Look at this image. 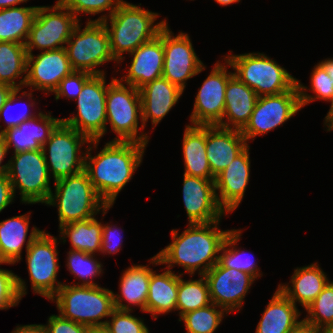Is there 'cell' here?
Masks as SVG:
<instances>
[{
  "mask_svg": "<svg viewBox=\"0 0 333 333\" xmlns=\"http://www.w3.org/2000/svg\"><path fill=\"white\" fill-rule=\"evenodd\" d=\"M63 318L88 327L105 326L115 310L113 291L102 286L63 284L50 299Z\"/></svg>",
  "mask_w": 333,
  "mask_h": 333,
  "instance_id": "cell-5",
  "label": "cell"
},
{
  "mask_svg": "<svg viewBox=\"0 0 333 333\" xmlns=\"http://www.w3.org/2000/svg\"><path fill=\"white\" fill-rule=\"evenodd\" d=\"M31 212L0 221V262L16 264L22 260V250H26L43 231L33 226L30 234ZM28 235V237H27ZM28 238V239H27Z\"/></svg>",
  "mask_w": 333,
  "mask_h": 333,
  "instance_id": "cell-26",
  "label": "cell"
},
{
  "mask_svg": "<svg viewBox=\"0 0 333 333\" xmlns=\"http://www.w3.org/2000/svg\"><path fill=\"white\" fill-rule=\"evenodd\" d=\"M302 109L297 85L278 95L258 97L248 123L241 134L249 145V140L264 136L275 128H280Z\"/></svg>",
  "mask_w": 333,
  "mask_h": 333,
  "instance_id": "cell-15",
  "label": "cell"
},
{
  "mask_svg": "<svg viewBox=\"0 0 333 333\" xmlns=\"http://www.w3.org/2000/svg\"><path fill=\"white\" fill-rule=\"evenodd\" d=\"M182 140L184 174L215 179L206 156V126L186 125Z\"/></svg>",
  "mask_w": 333,
  "mask_h": 333,
  "instance_id": "cell-31",
  "label": "cell"
},
{
  "mask_svg": "<svg viewBox=\"0 0 333 333\" xmlns=\"http://www.w3.org/2000/svg\"><path fill=\"white\" fill-rule=\"evenodd\" d=\"M310 88L304 86L297 79V87L302 108L317 100L328 101L333 96V79L327 74L324 67L318 62L310 74ZM315 95L308 94L307 91Z\"/></svg>",
  "mask_w": 333,
  "mask_h": 333,
  "instance_id": "cell-40",
  "label": "cell"
},
{
  "mask_svg": "<svg viewBox=\"0 0 333 333\" xmlns=\"http://www.w3.org/2000/svg\"><path fill=\"white\" fill-rule=\"evenodd\" d=\"M108 122L112 132L117 135L112 141H133L148 144L150 136L143 131L145 127L142 124L139 89L121 83L117 77L108 86L106 93V133ZM139 130L143 132L140 134Z\"/></svg>",
  "mask_w": 333,
  "mask_h": 333,
  "instance_id": "cell-7",
  "label": "cell"
},
{
  "mask_svg": "<svg viewBox=\"0 0 333 333\" xmlns=\"http://www.w3.org/2000/svg\"><path fill=\"white\" fill-rule=\"evenodd\" d=\"M207 279L211 302L228 314L242 310L244 300L256 279L243 271L225 268L217 262L204 274Z\"/></svg>",
  "mask_w": 333,
  "mask_h": 333,
  "instance_id": "cell-17",
  "label": "cell"
},
{
  "mask_svg": "<svg viewBox=\"0 0 333 333\" xmlns=\"http://www.w3.org/2000/svg\"><path fill=\"white\" fill-rule=\"evenodd\" d=\"M22 90L23 89H14L10 94L8 100L0 109V120L4 119V125H5V127H3V129L0 130V134H2L4 131H6L9 128L18 127L22 122H25L38 115L37 113H35L36 111H34L33 113L31 111H28L27 109L31 107L33 108L36 105L35 104L36 101L33 98V93H32L33 91L30 90V93L29 92L27 93V91H22ZM20 91L22 92L21 94H19ZM21 99H27L26 101L29 104L27 103L26 105H24V107L22 106V109L24 108L23 109L24 111L22 110L16 116H14L11 112H9L11 110L10 108L12 107V105H14L15 101H20Z\"/></svg>",
  "mask_w": 333,
  "mask_h": 333,
  "instance_id": "cell-43",
  "label": "cell"
},
{
  "mask_svg": "<svg viewBox=\"0 0 333 333\" xmlns=\"http://www.w3.org/2000/svg\"><path fill=\"white\" fill-rule=\"evenodd\" d=\"M131 313L132 311L115 309L105 327L110 333H150L144 320Z\"/></svg>",
  "mask_w": 333,
  "mask_h": 333,
  "instance_id": "cell-44",
  "label": "cell"
},
{
  "mask_svg": "<svg viewBox=\"0 0 333 333\" xmlns=\"http://www.w3.org/2000/svg\"><path fill=\"white\" fill-rule=\"evenodd\" d=\"M14 191L7 174L0 175V213L14 202Z\"/></svg>",
  "mask_w": 333,
  "mask_h": 333,
  "instance_id": "cell-48",
  "label": "cell"
},
{
  "mask_svg": "<svg viewBox=\"0 0 333 333\" xmlns=\"http://www.w3.org/2000/svg\"><path fill=\"white\" fill-rule=\"evenodd\" d=\"M57 239L43 230L26 250V264L33 293L48 300L64 284L57 279L60 270Z\"/></svg>",
  "mask_w": 333,
  "mask_h": 333,
  "instance_id": "cell-13",
  "label": "cell"
},
{
  "mask_svg": "<svg viewBox=\"0 0 333 333\" xmlns=\"http://www.w3.org/2000/svg\"><path fill=\"white\" fill-rule=\"evenodd\" d=\"M257 99L255 91L233 75L226 85L225 111L217 126L241 131L248 123Z\"/></svg>",
  "mask_w": 333,
  "mask_h": 333,
  "instance_id": "cell-25",
  "label": "cell"
},
{
  "mask_svg": "<svg viewBox=\"0 0 333 333\" xmlns=\"http://www.w3.org/2000/svg\"><path fill=\"white\" fill-rule=\"evenodd\" d=\"M79 22L65 46L70 65L74 71H85L93 75L106 72L97 66L113 61L108 31L102 21H87L83 29Z\"/></svg>",
  "mask_w": 333,
  "mask_h": 333,
  "instance_id": "cell-8",
  "label": "cell"
},
{
  "mask_svg": "<svg viewBox=\"0 0 333 333\" xmlns=\"http://www.w3.org/2000/svg\"><path fill=\"white\" fill-rule=\"evenodd\" d=\"M179 274L176 310L179 318L188 312L200 309L211 304L207 279L200 275L199 279L184 280Z\"/></svg>",
  "mask_w": 333,
  "mask_h": 333,
  "instance_id": "cell-36",
  "label": "cell"
},
{
  "mask_svg": "<svg viewBox=\"0 0 333 333\" xmlns=\"http://www.w3.org/2000/svg\"><path fill=\"white\" fill-rule=\"evenodd\" d=\"M214 180L183 175L182 197L188 224H206L228 216L218 203Z\"/></svg>",
  "mask_w": 333,
  "mask_h": 333,
  "instance_id": "cell-19",
  "label": "cell"
},
{
  "mask_svg": "<svg viewBox=\"0 0 333 333\" xmlns=\"http://www.w3.org/2000/svg\"><path fill=\"white\" fill-rule=\"evenodd\" d=\"M141 96L142 124L151 119L152 129L178 103L184 91L163 76L139 88Z\"/></svg>",
  "mask_w": 333,
  "mask_h": 333,
  "instance_id": "cell-23",
  "label": "cell"
},
{
  "mask_svg": "<svg viewBox=\"0 0 333 333\" xmlns=\"http://www.w3.org/2000/svg\"><path fill=\"white\" fill-rule=\"evenodd\" d=\"M89 142L85 135L61 121L42 146L50 177L56 181L83 171L86 151L82 147Z\"/></svg>",
  "mask_w": 333,
  "mask_h": 333,
  "instance_id": "cell-10",
  "label": "cell"
},
{
  "mask_svg": "<svg viewBox=\"0 0 333 333\" xmlns=\"http://www.w3.org/2000/svg\"><path fill=\"white\" fill-rule=\"evenodd\" d=\"M324 67L327 74L333 79V58H326L325 60L319 61Z\"/></svg>",
  "mask_w": 333,
  "mask_h": 333,
  "instance_id": "cell-55",
  "label": "cell"
},
{
  "mask_svg": "<svg viewBox=\"0 0 333 333\" xmlns=\"http://www.w3.org/2000/svg\"><path fill=\"white\" fill-rule=\"evenodd\" d=\"M100 140H90L85 148L84 170L100 198L113 207L125 185L141 165L147 145L133 141H109L92 155Z\"/></svg>",
  "mask_w": 333,
  "mask_h": 333,
  "instance_id": "cell-2",
  "label": "cell"
},
{
  "mask_svg": "<svg viewBox=\"0 0 333 333\" xmlns=\"http://www.w3.org/2000/svg\"><path fill=\"white\" fill-rule=\"evenodd\" d=\"M61 121V118L53 117L51 112L40 110L35 117L22 122L18 127L7 129L1 135L8 151L12 147L14 153L40 150Z\"/></svg>",
  "mask_w": 333,
  "mask_h": 333,
  "instance_id": "cell-22",
  "label": "cell"
},
{
  "mask_svg": "<svg viewBox=\"0 0 333 333\" xmlns=\"http://www.w3.org/2000/svg\"><path fill=\"white\" fill-rule=\"evenodd\" d=\"M163 40V77L185 90L187 80L197 76L206 66L196 55L192 40L186 32L174 35L168 23L158 35Z\"/></svg>",
  "mask_w": 333,
  "mask_h": 333,
  "instance_id": "cell-14",
  "label": "cell"
},
{
  "mask_svg": "<svg viewBox=\"0 0 333 333\" xmlns=\"http://www.w3.org/2000/svg\"><path fill=\"white\" fill-rule=\"evenodd\" d=\"M229 52L223 58L233 69V74L253 89L258 97L278 95L292 90L297 85V79L287 69L264 53L236 55L232 54L233 51Z\"/></svg>",
  "mask_w": 333,
  "mask_h": 333,
  "instance_id": "cell-6",
  "label": "cell"
},
{
  "mask_svg": "<svg viewBox=\"0 0 333 333\" xmlns=\"http://www.w3.org/2000/svg\"><path fill=\"white\" fill-rule=\"evenodd\" d=\"M226 315L228 313L223 308L211 303L183 314L178 321H183L186 333H215Z\"/></svg>",
  "mask_w": 333,
  "mask_h": 333,
  "instance_id": "cell-38",
  "label": "cell"
},
{
  "mask_svg": "<svg viewBox=\"0 0 333 333\" xmlns=\"http://www.w3.org/2000/svg\"><path fill=\"white\" fill-rule=\"evenodd\" d=\"M220 6H228L230 4L239 3L241 0H214Z\"/></svg>",
  "mask_w": 333,
  "mask_h": 333,
  "instance_id": "cell-57",
  "label": "cell"
},
{
  "mask_svg": "<svg viewBox=\"0 0 333 333\" xmlns=\"http://www.w3.org/2000/svg\"><path fill=\"white\" fill-rule=\"evenodd\" d=\"M131 64L127 74L117 78L121 83L141 88L163 75L164 47L163 40L157 36L153 40L142 44L130 53Z\"/></svg>",
  "mask_w": 333,
  "mask_h": 333,
  "instance_id": "cell-21",
  "label": "cell"
},
{
  "mask_svg": "<svg viewBox=\"0 0 333 333\" xmlns=\"http://www.w3.org/2000/svg\"><path fill=\"white\" fill-rule=\"evenodd\" d=\"M329 278L320 268L318 262L297 267L291 276L289 283L278 284V288L297 306L304 309L310 305L323 290Z\"/></svg>",
  "mask_w": 333,
  "mask_h": 333,
  "instance_id": "cell-28",
  "label": "cell"
},
{
  "mask_svg": "<svg viewBox=\"0 0 333 333\" xmlns=\"http://www.w3.org/2000/svg\"><path fill=\"white\" fill-rule=\"evenodd\" d=\"M243 229H231L219 252L218 262L225 268H234L252 275L256 280L262 277L257 261L241 248H237Z\"/></svg>",
  "mask_w": 333,
  "mask_h": 333,
  "instance_id": "cell-35",
  "label": "cell"
},
{
  "mask_svg": "<svg viewBox=\"0 0 333 333\" xmlns=\"http://www.w3.org/2000/svg\"><path fill=\"white\" fill-rule=\"evenodd\" d=\"M27 55L25 44L0 41V83L14 89L25 87Z\"/></svg>",
  "mask_w": 333,
  "mask_h": 333,
  "instance_id": "cell-33",
  "label": "cell"
},
{
  "mask_svg": "<svg viewBox=\"0 0 333 333\" xmlns=\"http://www.w3.org/2000/svg\"><path fill=\"white\" fill-rule=\"evenodd\" d=\"M88 333H110L105 326L89 327Z\"/></svg>",
  "mask_w": 333,
  "mask_h": 333,
  "instance_id": "cell-56",
  "label": "cell"
},
{
  "mask_svg": "<svg viewBox=\"0 0 333 333\" xmlns=\"http://www.w3.org/2000/svg\"><path fill=\"white\" fill-rule=\"evenodd\" d=\"M301 311L278 287L268 302L255 333H290L303 320Z\"/></svg>",
  "mask_w": 333,
  "mask_h": 333,
  "instance_id": "cell-29",
  "label": "cell"
},
{
  "mask_svg": "<svg viewBox=\"0 0 333 333\" xmlns=\"http://www.w3.org/2000/svg\"><path fill=\"white\" fill-rule=\"evenodd\" d=\"M327 102H331V105L327 115L324 118L323 125L326 127V131L329 132L333 130V96Z\"/></svg>",
  "mask_w": 333,
  "mask_h": 333,
  "instance_id": "cell-53",
  "label": "cell"
},
{
  "mask_svg": "<svg viewBox=\"0 0 333 333\" xmlns=\"http://www.w3.org/2000/svg\"><path fill=\"white\" fill-rule=\"evenodd\" d=\"M79 22L58 0L52 6H38L25 43L27 53L65 48Z\"/></svg>",
  "mask_w": 333,
  "mask_h": 333,
  "instance_id": "cell-12",
  "label": "cell"
},
{
  "mask_svg": "<svg viewBox=\"0 0 333 333\" xmlns=\"http://www.w3.org/2000/svg\"><path fill=\"white\" fill-rule=\"evenodd\" d=\"M290 333H322V330L302 321Z\"/></svg>",
  "mask_w": 333,
  "mask_h": 333,
  "instance_id": "cell-51",
  "label": "cell"
},
{
  "mask_svg": "<svg viewBox=\"0 0 333 333\" xmlns=\"http://www.w3.org/2000/svg\"><path fill=\"white\" fill-rule=\"evenodd\" d=\"M66 9H68L79 21V15H93L108 11L97 19H89L88 21H103L111 16L116 9L124 2V0H58ZM79 16V17H78Z\"/></svg>",
  "mask_w": 333,
  "mask_h": 333,
  "instance_id": "cell-42",
  "label": "cell"
},
{
  "mask_svg": "<svg viewBox=\"0 0 333 333\" xmlns=\"http://www.w3.org/2000/svg\"><path fill=\"white\" fill-rule=\"evenodd\" d=\"M27 54L25 87H30L32 91L39 90L49 95L63 78L74 71L65 48L41 51L37 55Z\"/></svg>",
  "mask_w": 333,
  "mask_h": 333,
  "instance_id": "cell-18",
  "label": "cell"
},
{
  "mask_svg": "<svg viewBox=\"0 0 333 333\" xmlns=\"http://www.w3.org/2000/svg\"><path fill=\"white\" fill-rule=\"evenodd\" d=\"M161 270L165 271L151 273L146 301V313H150L154 320L161 314L176 311L179 274L166 268Z\"/></svg>",
  "mask_w": 333,
  "mask_h": 333,
  "instance_id": "cell-30",
  "label": "cell"
},
{
  "mask_svg": "<svg viewBox=\"0 0 333 333\" xmlns=\"http://www.w3.org/2000/svg\"><path fill=\"white\" fill-rule=\"evenodd\" d=\"M307 315L302 320L315 328L333 326V281H329L315 300L306 307Z\"/></svg>",
  "mask_w": 333,
  "mask_h": 333,
  "instance_id": "cell-39",
  "label": "cell"
},
{
  "mask_svg": "<svg viewBox=\"0 0 333 333\" xmlns=\"http://www.w3.org/2000/svg\"><path fill=\"white\" fill-rule=\"evenodd\" d=\"M153 271L151 266L140 264H133L123 270L119 279L120 294L113 292L115 309L133 311L132 306H137L141 312L146 313L150 276Z\"/></svg>",
  "mask_w": 333,
  "mask_h": 333,
  "instance_id": "cell-27",
  "label": "cell"
},
{
  "mask_svg": "<svg viewBox=\"0 0 333 333\" xmlns=\"http://www.w3.org/2000/svg\"><path fill=\"white\" fill-rule=\"evenodd\" d=\"M140 5L124 1L102 21L108 31L112 56L118 64L125 60L124 53L129 55L142 44L153 40L167 25L166 18L158 23L156 20L160 15Z\"/></svg>",
  "mask_w": 333,
  "mask_h": 333,
  "instance_id": "cell-3",
  "label": "cell"
},
{
  "mask_svg": "<svg viewBox=\"0 0 333 333\" xmlns=\"http://www.w3.org/2000/svg\"><path fill=\"white\" fill-rule=\"evenodd\" d=\"M2 264L14 265L0 262V265ZM26 294L25 280L13 273L12 270L0 268V310L17 306Z\"/></svg>",
  "mask_w": 333,
  "mask_h": 333,
  "instance_id": "cell-41",
  "label": "cell"
},
{
  "mask_svg": "<svg viewBox=\"0 0 333 333\" xmlns=\"http://www.w3.org/2000/svg\"><path fill=\"white\" fill-rule=\"evenodd\" d=\"M220 220L206 224H188L179 234V230L172 229V242L161 249L148 261L152 265H167L171 270L174 265L184 268L183 273L193 276L208 272L219 260V252L225 238L231 231L221 230Z\"/></svg>",
  "mask_w": 333,
  "mask_h": 333,
  "instance_id": "cell-1",
  "label": "cell"
},
{
  "mask_svg": "<svg viewBox=\"0 0 333 333\" xmlns=\"http://www.w3.org/2000/svg\"><path fill=\"white\" fill-rule=\"evenodd\" d=\"M7 176L14 195L19 191L22 203L45 204L48 201L52 192L51 177L42 149L13 153L8 160Z\"/></svg>",
  "mask_w": 333,
  "mask_h": 333,
  "instance_id": "cell-9",
  "label": "cell"
},
{
  "mask_svg": "<svg viewBox=\"0 0 333 333\" xmlns=\"http://www.w3.org/2000/svg\"><path fill=\"white\" fill-rule=\"evenodd\" d=\"M249 151L250 146L248 145L215 177L217 200L227 214L238 208L245 195L251 171Z\"/></svg>",
  "mask_w": 333,
  "mask_h": 333,
  "instance_id": "cell-20",
  "label": "cell"
},
{
  "mask_svg": "<svg viewBox=\"0 0 333 333\" xmlns=\"http://www.w3.org/2000/svg\"><path fill=\"white\" fill-rule=\"evenodd\" d=\"M93 76V74L85 71H73L70 75L66 76L60 81L59 86L53 92L55 95V100L60 98H68L75 100L84 84Z\"/></svg>",
  "mask_w": 333,
  "mask_h": 333,
  "instance_id": "cell-45",
  "label": "cell"
},
{
  "mask_svg": "<svg viewBox=\"0 0 333 333\" xmlns=\"http://www.w3.org/2000/svg\"><path fill=\"white\" fill-rule=\"evenodd\" d=\"M106 84V74L93 75L83 86L77 103L76 115L61 118L66 125L76 129L89 140H100L106 134V93L108 86L115 80Z\"/></svg>",
  "mask_w": 333,
  "mask_h": 333,
  "instance_id": "cell-11",
  "label": "cell"
},
{
  "mask_svg": "<svg viewBox=\"0 0 333 333\" xmlns=\"http://www.w3.org/2000/svg\"><path fill=\"white\" fill-rule=\"evenodd\" d=\"M221 63L217 61L203 81L195 97L194 106L190 115L191 125L213 126L222 121L225 111V90L228 80L234 75L229 72V63L226 59Z\"/></svg>",
  "mask_w": 333,
  "mask_h": 333,
  "instance_id": "cell-16",
  "label": "cell"
},
{
  "mask_svg": "<svg viewBox=\"0 0 333 333\" xmlns=\"http://www.w3.org/2000/svg\"><path fill=\"white\" fill-rule=\"evenodd\" d=\"M322 333H333V326L323 329Z\"/></svg>",
  "mask_w": 333,
  "mask_h": 333,
  "instance_id": "cell-58",
  "label": "cell"
},
{
  "mask_svg": "<svg viewBox=\"0 0 333 333\" xmlns=\"http://www.w3.org/2000/svg\"><path fill=\"white\" fill-rule=\"evenodd\" d=\"M44 324L47 333H88L89 327L52 314Z\"/></svg>",
  "mask_w": 333,
  "mask_h": 333,
  "instance_id": "cell-47",
  "label": "cell"
},
{
  "mask_svg": "<svg viewBox=\"0 0 333 333\" xmlns=\"http://www.w3.org/2000/svg\"><path fill=\"white\" fill-rule=\"evenodd\" d=\"M67 255V270L74 276V280L81 282L73 283V285L99 286L93 280L104 273V270L97 256L95 258L94 254H87L79 250H70Z\"/></svg>",
  "mask_w": 333,
  "mask_h": 333,
  "instance_id": "cell-37",
  "label": "cell"
},
{
  "mask_svg": "<svg viewBox=\"0 0 333 333\" xmlns=\"http://www.w3.org/2000/svg\"><path fill=\"white\" fill-rule=\"evenodd\" d=\"M103 223L96 216L82 221H75L59 227V240L65 243L67 238L71 242L70 250H79L87 254H94L101 250Z\"/></svg>",
  "mask_w": 333,
  "mask_h": 333,
  "instance_id": "cell-32",
  "label": "cell"
},
{
  "mask_svg": "<svg viewBox=\"0 0 333 333\" xmlns=\"http://www.w3.org/2000/svg\"><path fill=\"white\" fill-rule=\"evenodd\" d=\"M38 6L0 10V41L25 44Z\"/></svg>",
  "mask_w": 333,
  "mask_h": 333,
  "instance_id": "cell-34",
  "label": "cell"
},
{
  "mask_svg": "<svg viewBox=\"0 0 333 333\" xmlns=\"http://www.w3.org/2000/svg\"><path fill=\"white\" fill-rule=\"evenodd\" d=\"M8 154V150L5 144L3 136L0 134V175L7 174L8 171V162L3 163L5 156Z\"/></svg>",
  "mask_w": 333,
  "mask_h": 333,
  "instance_id": "cell-50",
  "label": "cell"
},
{
  "mask_svg": "<svg viewBox=\"0 0 333 333\" xmlns=\"http://www.w3.org/2000/svg\"><path fill=\"white\" fill-rule=\"evenodd\" d=\"M120 230L122 231V228L117 225L103 224L100 254L113 255L122 249L123 237Z\"/></svg>",
  "mask_w": 333,
  "mask_h": 333,
  "instance_id": "cell-46",
  "label": "cell"
},
{
  "mask_svg": "<svg viewBox=\"0 0 333 333\" xmlns=\"http://www.w3.org/2000/svg\"><path fill=\"white\" fill-rule=\"evenodd\" d=\"M11 333H47L43 324L17 325Z\"/></svg>",
  "mask_w": 333,
  "mask_h": 333,
  "instance_id": "cell-49",
  "label": "cell"
},
{
  "mask_svg": "<svg viewBox=\"0 0 333 333\" xmlns=\"http://www.w3.org/2000/svg\"><path fill=\"white\" fill-rule=\"evenodd\" d=\"M14 90L13 87L0 83V109L3 107L5 102L8 100L10 94Z\"/></svg>",
  "mask_w": 333,
  "mask_h": 333,
  "instance_id": "cell-52",
  "label": "cell"
},
{
  "mask_svg": "<svg viewBox=\"0 0 333 333\" xmlns=\"http://www.w3.org/2000/svg\"><path fill=\"white\" fill-rule=\"evenodd\" d=\"M23 2H28V0H0V10L16 7V5H19Z\"/></svg>",
  "mask_w": 333,
  "mask_h": 333,
  "instance_id": "cell-54",
  "label": "cell"
},
{
  "mask_svg": "<svg viewBox=\"0 0 333 333\" xmlns=\"http://www.w3.org/2000/svg\"><path fill=\"white\" fill-rule=\"evenodd\" d=\"M248 146L240 130L206 126V156L216 177Z\"/></svg>",
  "mask_w": 333,
  "mask_h": 333,
  "instance_id": "cell-24",
  "label": "cell"
},
{
  "mask_svg": "<svg viewBox=\"0 0 333 333\" xmlns=\"http://www.w3.org/2000/svg\"><path fill=\"white\" fill-rule=\"evenodd\" d=\"M54 185V193L52 190L45 205L57 207L59 227L94 218L101 212L105 215L111 208L100 198L85 170L58 179Z\"/></svg>",
  "mask_w": 333,
  "mask_h": 333,
  "instance_id": "cell-4",
  "label": "cell"
}]
</instances>
